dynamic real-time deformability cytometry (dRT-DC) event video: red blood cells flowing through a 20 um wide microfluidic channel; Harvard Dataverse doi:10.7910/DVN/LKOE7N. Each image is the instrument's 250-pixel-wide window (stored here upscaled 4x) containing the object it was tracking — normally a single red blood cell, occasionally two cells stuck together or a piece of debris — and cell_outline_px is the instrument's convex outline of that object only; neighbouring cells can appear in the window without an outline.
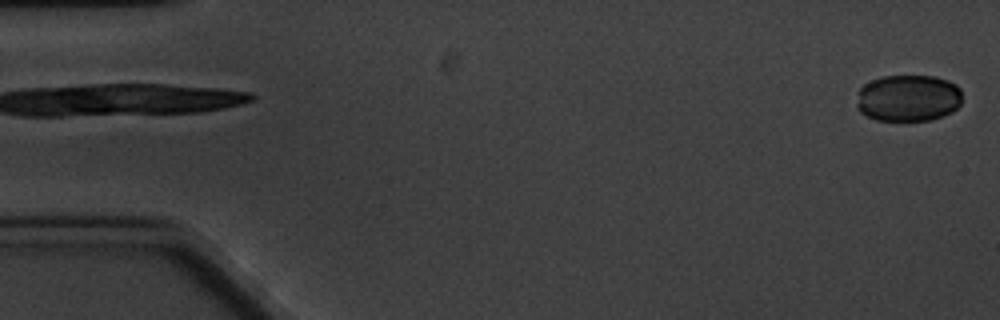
{"species": "common noctule bat (a hibernating species)", "species_latin": "Nyctalus noctula", "temperature_condition": "cold", "stored_images_in_passage": 2, "camera_frame_rate_fps": 3000, "um_per_image_px": 0.085, "animal": {"sex": "male", "body_mass_g": 20.1, "forearm_length_mm": 53.5}, "frame": {"image": 1, "passage_image": 2, "time_ms": 1.333, "image_size_px": [1000, 320], "cell_outline_px": [[960, 104], [952, 112], [932, 120], [876, 120], [860, 112], [856, 108], [856, 104], [860, 88], [864, 84], [880, 76], [936, 76], [948, 80], [956, 84], [960, 88]], "centroid_in_image_um": [77.19, 8.33], "position_along_channel_um": 7.8, "area_um2": 28.9}}